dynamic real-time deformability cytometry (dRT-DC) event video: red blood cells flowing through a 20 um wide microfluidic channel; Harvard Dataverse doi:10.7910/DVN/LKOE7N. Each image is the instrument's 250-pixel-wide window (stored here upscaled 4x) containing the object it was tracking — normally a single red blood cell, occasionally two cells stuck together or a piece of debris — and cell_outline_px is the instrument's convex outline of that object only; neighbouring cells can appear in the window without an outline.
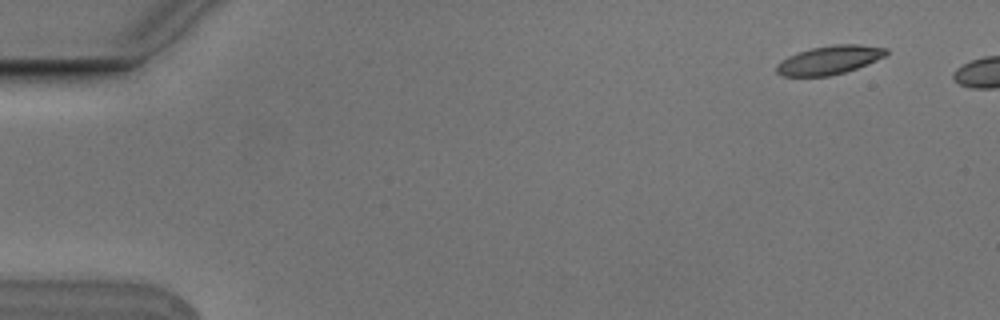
{"species": "Egyptian fruit bat (a non-hibernating species)", "species_latin": "Rousettus aegyptiacus", "temperature_condition": "cold", "stored_images_in_passage": 2, "camera_frame_rate_fps": 3000, "um_per_image_px": 0.085, "animal": {"sex": "male"}, "frame": {"image": 1, "passage_image": 1, "time_ms": 0.0, "image_size_px": [1000, 320], "cell_outline_px": [[888, 52], [884, 56], [876, 60], [856, 68], [844, 72], [828, 76], [780, 76], [776, 72], [776, 64], [780, 60], [788, 56], [812, 48], [832, 44], [860, 44], [888, 48]], "centroid_in_image_um": [70.47, 5.09], "position_along_channel_um": 14.5, "area_um2": 18.26}}